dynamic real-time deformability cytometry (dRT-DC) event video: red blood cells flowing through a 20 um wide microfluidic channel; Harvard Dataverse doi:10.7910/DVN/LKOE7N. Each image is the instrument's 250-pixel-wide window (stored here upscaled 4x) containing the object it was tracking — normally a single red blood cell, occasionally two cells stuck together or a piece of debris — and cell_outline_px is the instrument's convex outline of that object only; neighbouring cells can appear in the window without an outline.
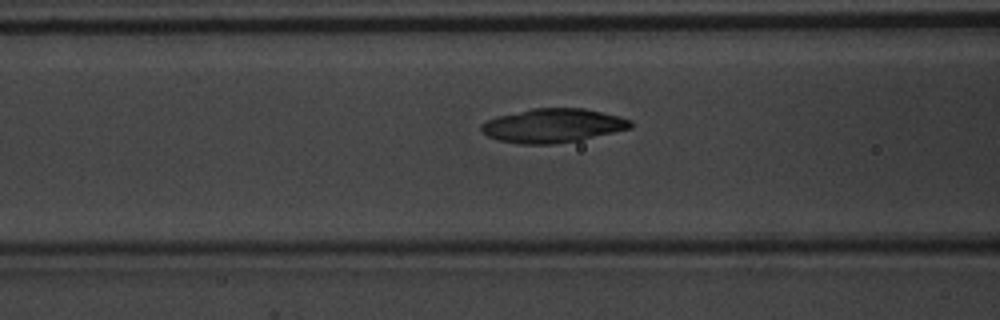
{"species": "common noctule bat (a hibernating species)", "species_latin": "Nyctalus noctula", "temperature_condition": "warm", "stored_images_in_passage": 46, "camera_frame_rate_fps": 3000, "um_per_image_px": 0.085, "animal": {"sex": "male", "body_mass_g": 20.1, "forearm_length_mm": 53.5}, "frame": {"image": 1, "passage_image": 15, "time_ms": 4.667, "image_size_px": [1000, 320], "cell_outline_px": [[632, 128], [580, 140], [552, 144], [520, 144], [496, 140], [480, 132], [480, 124], [496, 116], [532, 108], [584, 108], [620, 116], [632, 120]], "centroid_in_image_um": [46.97, 10.67], "position_along_channel_um": 119.6, "area_um2": 29.77}}
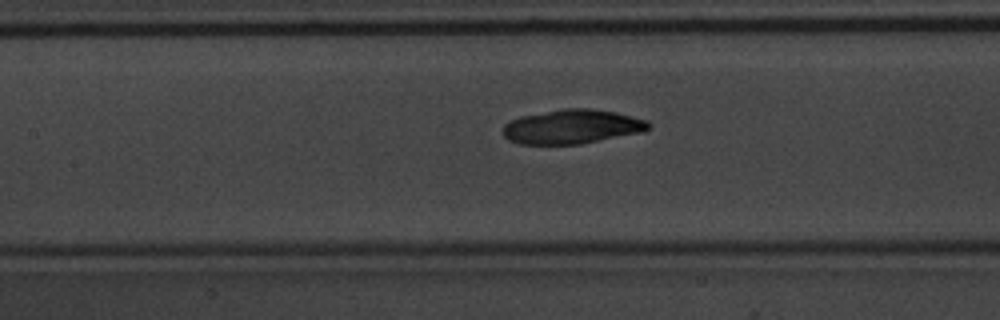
{"frame": {"image": 2, "passage_image": 18, "time_ms": 5.667, "image_size_px": [1000, 320], "cell_outline_px": [[652, 124], [644, 132], [580, 144], [520, 144], [508, 140], [504, 136], [504, 124], [520, 116], [564, 108], [588, 108], [616, 112], [648, 120]], "centroid_in_image_um": [48.66, 10.77], "position_along_channel_um": 158.7, "area_um2": 29.13}}
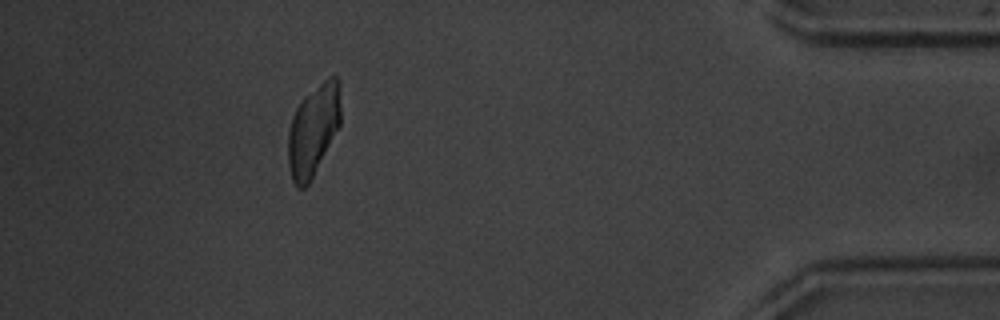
{"frame": {"image": 3, "passage_image": 41, "time_ms": 13.333, "image_size_px": [1000, 320], "cell_outline_px": [[340, 124], [308, 184], [304, 188], [296, 188], [292, 180], [288, 164], [288, 132], [292, 116], [296, 108], [304, 96], [328, 76], [336, 76], [340, 80]], "centroid_in_image_um": [26.62, 11.02], "position_along_channel_um": 408.6, "area_um2": 27.86}, "authors_computed_cell_mechanics": {"area_um2": 29.0156, "velocity_mm_per_s": 3.8919, "shape_relaxation_time_tau1_ms": null, "shape_relaxation_time_tau2_ms": 7.5085, "deformation_change_tau1": null, "deformation_change_tau2": 0.1057}}